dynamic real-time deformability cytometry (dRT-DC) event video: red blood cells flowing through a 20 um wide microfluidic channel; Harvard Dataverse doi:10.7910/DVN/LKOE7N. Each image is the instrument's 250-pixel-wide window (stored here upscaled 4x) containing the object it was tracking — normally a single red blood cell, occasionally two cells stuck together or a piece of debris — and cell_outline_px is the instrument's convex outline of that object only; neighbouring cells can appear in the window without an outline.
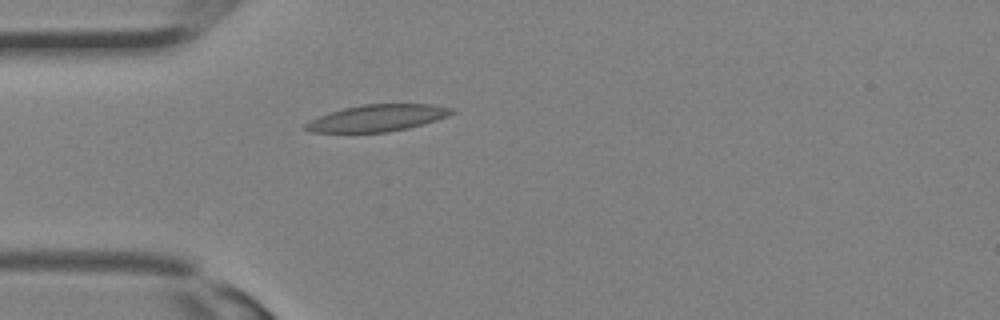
{"species": "Egyptian fruit bat (a non-hibernating species)", "species_latin": "Rousettus aegyptiacus", "temperature_condition": "room temperature", "stored_images_in_passage": 13, "camera_frame_rate_fps": 3000, "um_per_image_px": 0.085, "animal": {"sex": "female"}, "frame": {"image": 1, "passage_image": 1, "time_ms": 0.0, "image_size_px": [1000, 320], "cell_outline_px": [[456, 112], [448, 116], [436, 120], [408, 128], [384, 132], [312, 132], [304, 128], [304, 124], [308, 120], [344, 108], [364, 104], [432, 104], [452, 108]], "centroid_in_image_um": [32.09, 10.02], "position_along_channel_um": 52.9, "area_um2": 22.54}}
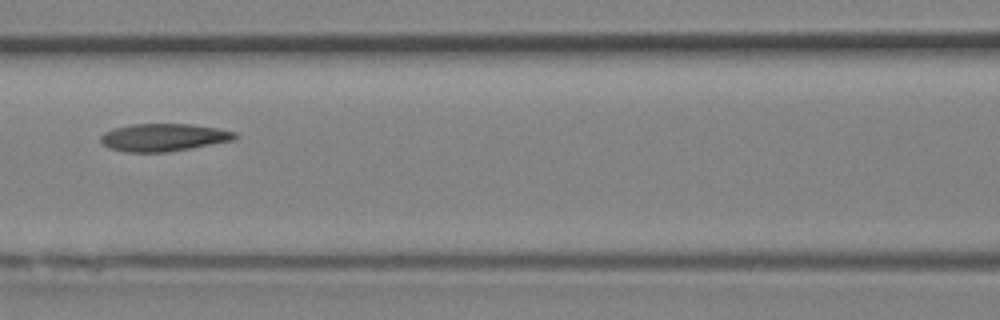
{"frame": {"image": 2, "passage_image": 6, "time_ms": 1.667, "image_size_px": [1000, 320], "cell_outline_px": [[240, 136], [236, 140], [192, 148], [168, 152], [124, 152], [108, 148], [100, 140], [100, 136], [104, 132], [112, 128], [132, 124], [192, 124], [216, 128], [236, 132]], "centroid_in_image_um": [13.92, 11.68], "position_along_channel_um": 152.7, "area_um2": 21.91}}
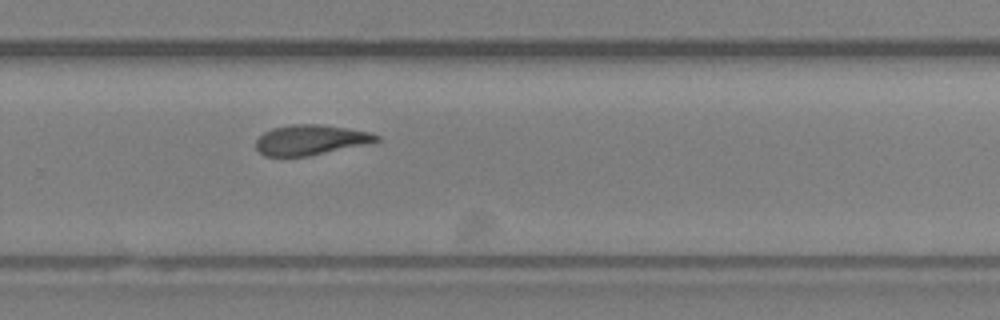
{"frame": {"image": 3, "passage_image": 13, "time_ms": 4.0, "image_size_px": [1000, 320], "cell_outline_px": [[380, 140], [364, 144], [308, 156], [264, 156], [256, 148], [256, 140], [264, 132], [272, 128], [292, 124], [320, 124], [372, 132], [380, 136]], "centroid_in_image_um": [26.38, 11.88], "position_along_channel_um": 303.4, "area_um2": 20.98}}